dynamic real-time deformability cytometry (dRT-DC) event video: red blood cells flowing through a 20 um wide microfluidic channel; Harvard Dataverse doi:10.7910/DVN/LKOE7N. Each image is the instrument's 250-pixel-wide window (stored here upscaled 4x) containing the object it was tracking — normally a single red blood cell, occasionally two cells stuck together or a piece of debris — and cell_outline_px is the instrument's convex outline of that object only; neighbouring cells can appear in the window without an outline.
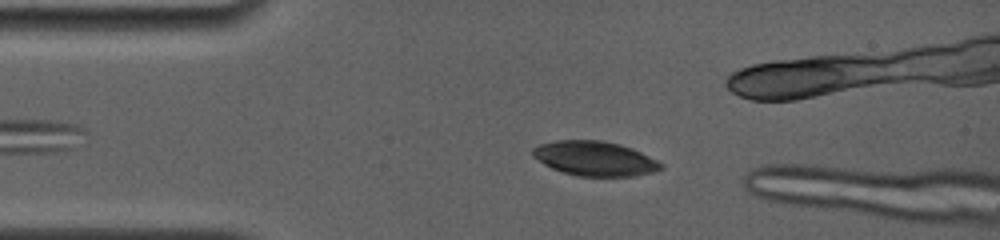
{"species": "common noctule bat (a hibernating species)", "species_latin": "Nyctalus noctula", "temperature_condition": "room temperature", "stored_images_in_passage": 18, "camera_frame_rate_fps": 4000, "um_per_image_px": 0.085, "animal": {"sex": "female", "body_mass_g": 19.0, "forearm_length_mm": 56.7}, "frame": {"image": 1, "passage_image": 11, "time_ms": 2.0, "image_size_px": [1000, 240], "cell_outline_px": [[664, 168], [652, 172], [632, 176], [576, 176], [552, 168], [544, 164], [532, 156], [532, 148], [540, 144], [556, 140], [604, 140], [620, 144], [632, 148], [664, 164]], "centroid_in_image_um": [50.55, 13.47], "position_along_channel_um": 34.5, "area_um2": 25.84}}